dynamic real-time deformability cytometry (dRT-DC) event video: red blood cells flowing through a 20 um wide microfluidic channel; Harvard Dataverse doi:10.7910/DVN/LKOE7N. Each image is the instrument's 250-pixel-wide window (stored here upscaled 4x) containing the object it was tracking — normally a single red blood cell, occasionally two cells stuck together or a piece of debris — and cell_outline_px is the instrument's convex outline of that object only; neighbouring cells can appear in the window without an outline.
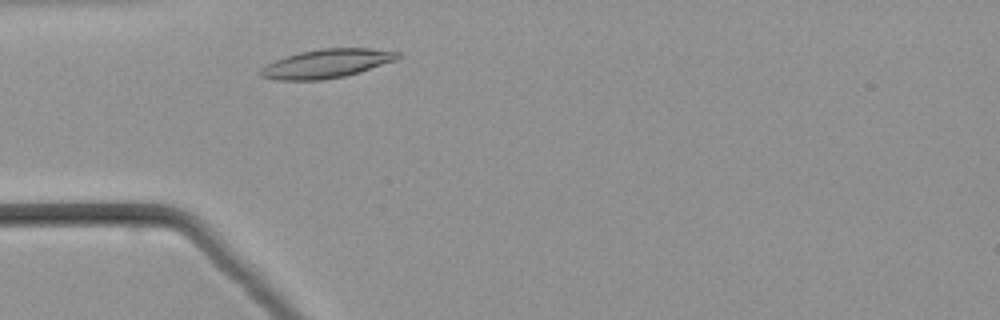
{"species": "common noctule bat (a hibernating species)", "species_latin": "Nyctalus noctula", "temperature_condition": "warm", "stored_images_in_passage": 39, "camera_frame_rate_fps": 3000, "um_per_image_px": 0.085, "animal": {"sex": "male", "body_mass_g": 21.5, "forearm_length_mm": 52.0}, "frame": {"image": 1, "passage_image": 4, "time_ms": 1.0, "image_size_px": [1000, 320], "cell_outline_px": [[400, 56], [396, 60], [360, 72], [344, 76], [324, 80], [276, 80], [260, 76], [256, 72], [260, 68], [284, 56], [300, 52], [320, 48], [368, 48], [400, 52]], "centroid_in_image_um": [27.73, 5.41], "position_along_channel_um": 57.3, "area_um2": 23.12}}
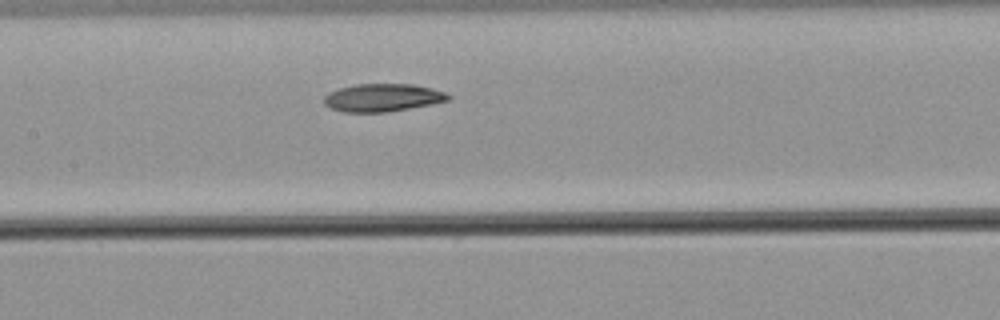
{"frame": {"image": 2, "passage_image": 13, "time_ms": 4.0, "image_size_px": [1000, 320], "cell_outline_px": [[452, 96], [448, 100], [432, 104], [388, 112], [344, 112], [332, 108], [324, 104], [324, 96], [328, 92], [340, 88], [356, 84], [412, 84], [432, 88], [444, 92]], "centroid_in_image_um": [32.52, 8.3], "position_along_channel_um": 174.9, "area_um2": 20.11}}
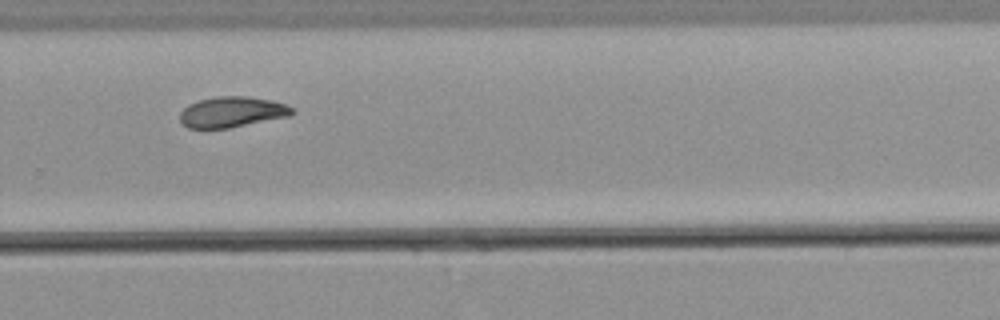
{"frame": {"image": 3, "passage_image": 23, "time_ms": 7.333, "image_size_px": [1000, 320], "cell_outline_px": [[296, 112], [292, 116], [228, 128], [188, 128], [180, 124], [180, 112], [188, 104], [200, 100], [216, 96], [244, 96], [272, 100], [284, 104], [292, 108]], "centroid_in_image_um": [19.72, 9.52], "position_along_channel_um": 310.1, "area_um2": 20.17}}